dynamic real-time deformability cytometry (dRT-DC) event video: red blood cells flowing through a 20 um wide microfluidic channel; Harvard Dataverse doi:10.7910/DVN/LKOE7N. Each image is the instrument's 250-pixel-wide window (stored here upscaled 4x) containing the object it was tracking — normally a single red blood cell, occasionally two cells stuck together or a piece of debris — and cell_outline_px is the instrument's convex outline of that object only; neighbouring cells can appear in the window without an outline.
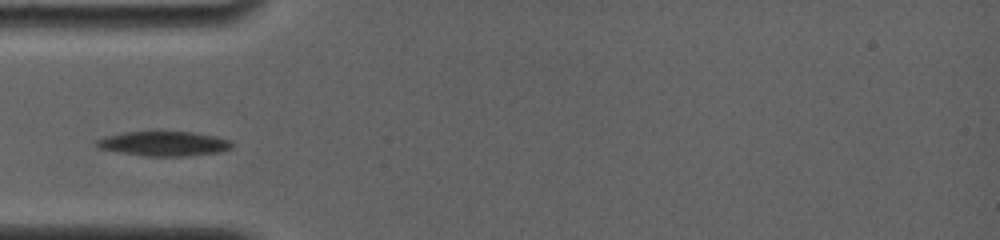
{"species": "common noctule bat (a hibernating species)", "species_latin": "Nyctalus noctula", "temperature_condition": "room temperature", "stored_images_in_passage": 8, "camera_frame_rate_fps": 4000, "um_per_image_px": 0.085, "animal": {"sex": "female", "body_mass_g": 19.0, "forearm_length_mm": 56.7}, "frame": {"image": 1, "passage_image": 1, "time_ms": 0.0, "image_size_px": [1000, 240], "cell_outline_px": [[236, 144], [232, 148], [220, 152], [188, 156], [148, 156], [120, 152], [96, 148], [92, 144], [96, 140], [104, 136], [124, 132], [156, 128], [192, 132], [216, 136], [228, 140]], "centroid_in_image_um": [13.88, 12.16], "position_along_channel_um": 71.1, "area_um2": 20.58}}
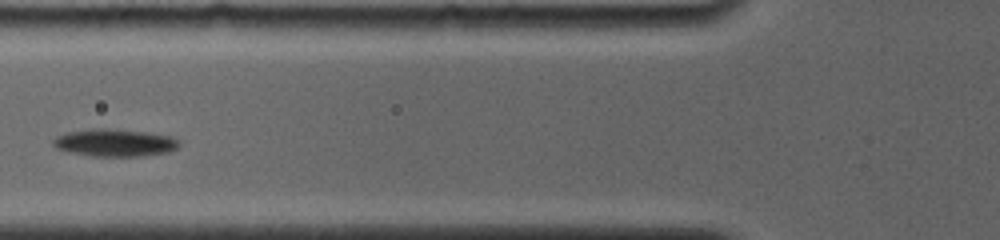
{"frame": {"image": 2, "passage_image": 4, "time_ms": 1.25, "image_size_px": [1000, 240], "cell_outline_px": [[180, 144], [176, 148], [168, 152], [140, 156], [92, 156], [72, 152], [56, 148], [52, 144], [52, 140], [56, 136], [64, 132], [92, 128], [112, 128], [144, 132], [172, 136]], "centroid_in_image_um": [9.7, 12.11], "position_along_channel_um": 116.1, "area_um2": 20.17}}
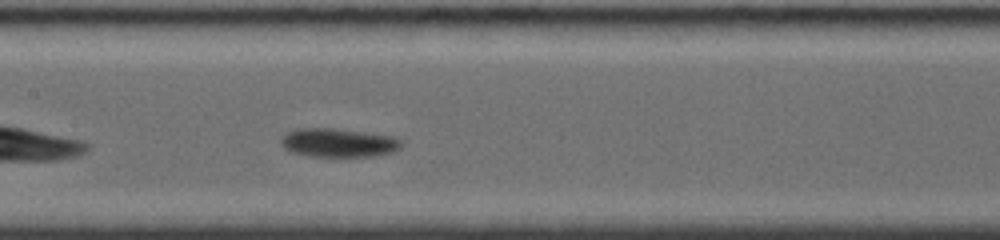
{"frame": {"image": 3, "passage_image": 8, "time_ms": 3.0, "image_size_px": [1000, 240], "cell_outline_px": [[404, 144], [400, 148], [392, 152], [372, 156], [308, 156], [292, 152], [284, 148], [280, 144], [280, 136], [284, 132], [296, 128], [332, 128], [396, 136]], "centroid_in_image_um": [28.72, 12.12], "position_along_channel_um": 178.7, "area_um2": 20.4}}